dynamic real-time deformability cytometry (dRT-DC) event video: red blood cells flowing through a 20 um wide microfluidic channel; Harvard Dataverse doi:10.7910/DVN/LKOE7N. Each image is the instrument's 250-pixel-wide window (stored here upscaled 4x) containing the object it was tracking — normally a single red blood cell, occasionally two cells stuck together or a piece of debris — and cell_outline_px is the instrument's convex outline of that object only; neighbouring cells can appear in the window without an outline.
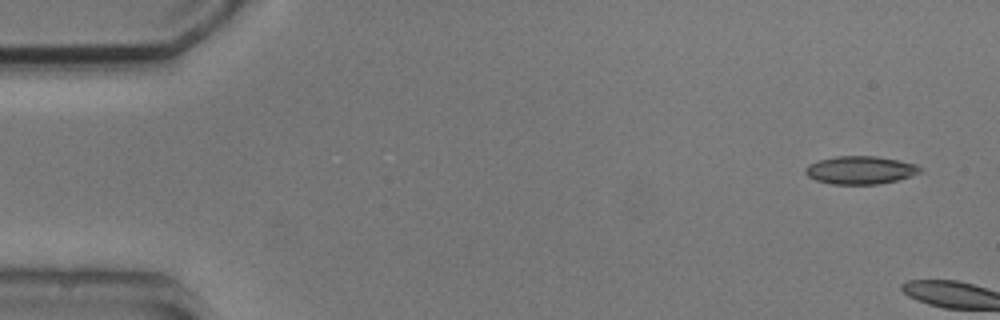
{"species": "common noctule bat (a hibernating species)", "species_latin": "Nyctalus noctula", "temperature_condition": "cold", "stored_images_in_passage": 4, "camera_frame_rate_fps": 3000, "um_per_image_px": 0.085, "animal": {"sex": "male", "body_mass_g": 20.5, "forearm_length_mm": 52.5}, "frame": {"image": 1, "passage_image": 1, "time_ms": 0.0, "image_size_px": [1000, 320], "cell_outline_px": [[924, 168], [920, 172], [896, 180], [876, 184], [832, 184], [816, 180], [808, 176], [804, 172], [804, 168], [808, 164], [820, 160], [836, 156], [876, 156], [900, 160], [916, 164]], "centroid_in_image_um": [73.12, 14.45], "position_along_channel_um": 11.9, "area_um2": 18.67}}